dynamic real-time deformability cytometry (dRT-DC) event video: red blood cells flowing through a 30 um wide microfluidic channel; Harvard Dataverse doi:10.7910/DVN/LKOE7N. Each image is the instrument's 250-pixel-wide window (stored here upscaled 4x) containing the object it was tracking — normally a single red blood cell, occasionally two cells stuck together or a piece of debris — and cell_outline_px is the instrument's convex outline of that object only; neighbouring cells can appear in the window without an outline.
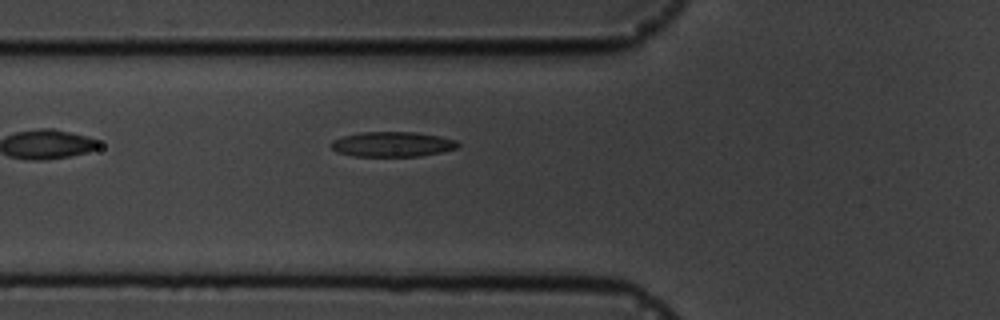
{"species": "common noctule bat (a hibernating species)", "species_latin": "Nyctalus noctula", "temperature_condition": "cold", "stored_images_in_passage": 6, "camera_frame_rate_fps": 3000, "um_per_image_px": 0.085, "animal": {"sex": "male", "body_mass_g": 19.5, "forearm_length_mm": 54.6}, "frame": {"image": 1, "passage_image": 6, "time_ms": 5.667, "image_size_px": [1000, 320], "cell_outline_px": [[460, 148], [420, 156], [352, 156], [336, 152], [332, 148], [332, 140], [344, 136], [360, 132], [416, 132], [440, 136], [456, 140], [460, 144]], "centroid_in_image_um": [33.38, 12.26], "position_along_channel_um": 92.4, "area_um2": 18.55}}